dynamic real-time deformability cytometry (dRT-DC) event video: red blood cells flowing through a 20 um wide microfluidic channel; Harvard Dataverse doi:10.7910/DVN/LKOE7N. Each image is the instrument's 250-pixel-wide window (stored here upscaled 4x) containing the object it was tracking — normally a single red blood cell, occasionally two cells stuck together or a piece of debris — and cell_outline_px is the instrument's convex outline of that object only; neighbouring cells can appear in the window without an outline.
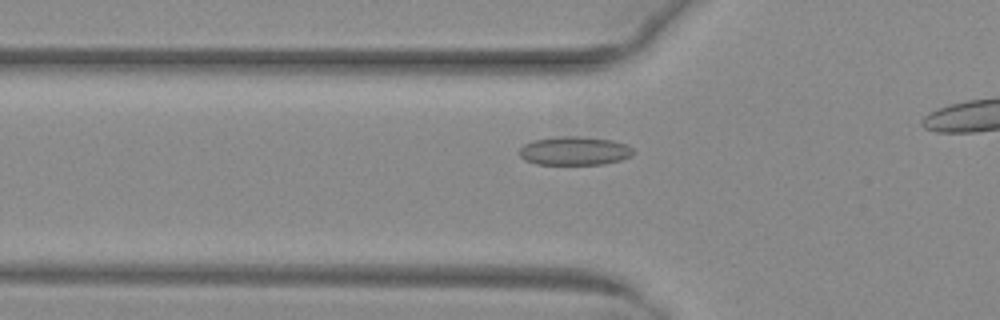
{"species": "common noctule bat (a hibernating species)", "species_latin": "Nyctalus noctula", "temperature_condition": "warm", "stored_images_in_passage": 31, "camera_frame_rate_fps": 3000, "um_per_image_px": 0.085, "animal": {"sex": "female", "body_mass_g": 29.2, "forearm_length_mm": 56.3}, "frame": {"image": 1, "passage_image": 6, "time_ms": 1.667, "image_size_px": [1000, 320], "cell_outline_px": [[632, 156], [620, 160], [604, 164], [536, 164], [524, 160], [520, 156], [520, 148], [524, 144], [532, 140], [560, 136], [576, 136], [612, 140], [624, 144], [632, 148]], "centroid_in_image_um": [48.8, 12.82], "position_along_channel_um": 77.0, "area_um2": 18.9}}
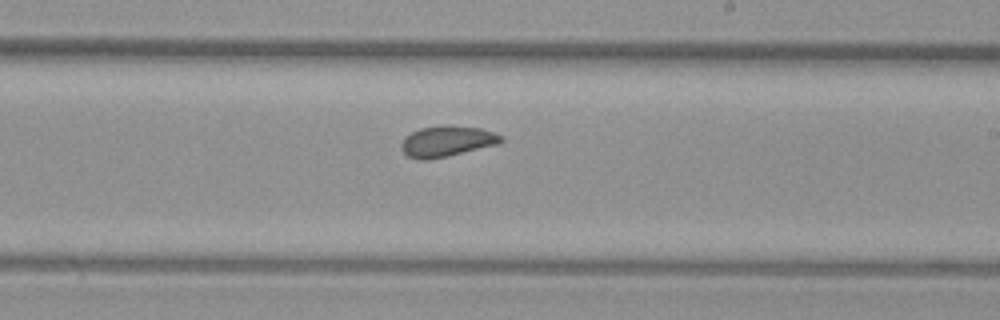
{"frame": {"image": 2, "passage_image": 19, "time_ms": 6.0, "image_size_px": [1000, 320], "cell_outline_px": [[504, 140], [500, 144], [448, 156], [428, 160], [420, 160], [408, 156], [400, 148], [400, 144], [404, 136], [420, 128], [440, 124], [448, 124], [480, 128], [504, 136]], "centroid_in_image_um": [37.99, 11.99], "position_along_channel_um": 251.0, "area_um2": 18.32}}
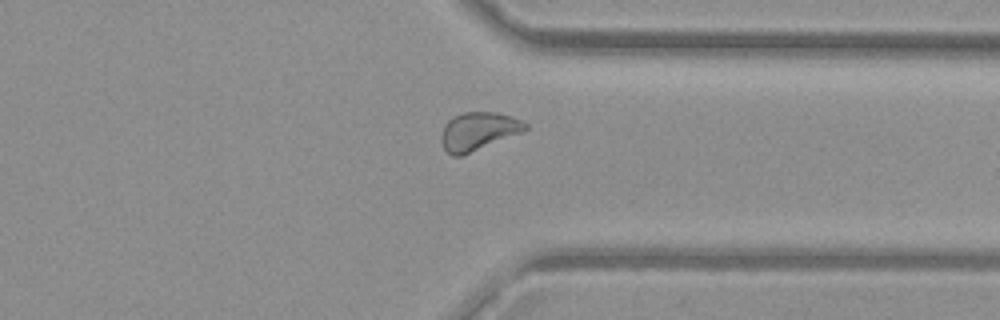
{"frame": {"image": 3, "passage_image": 28, "time_ms": 9.0, "image_size_px": [1000, 320], "cell_outline_px": [[528, 128], [524, 132], [460, 156], [452, 156], [444, 148], [440, 140], [440, 136], [444, 124], [452, 116], [464, 112], [500, 112], [512, 116], [528, 124]], "centroid_in_image_um": [40.66, 11.14], "position_along_channel_um": 370.7, "area_um2": 18.84}}